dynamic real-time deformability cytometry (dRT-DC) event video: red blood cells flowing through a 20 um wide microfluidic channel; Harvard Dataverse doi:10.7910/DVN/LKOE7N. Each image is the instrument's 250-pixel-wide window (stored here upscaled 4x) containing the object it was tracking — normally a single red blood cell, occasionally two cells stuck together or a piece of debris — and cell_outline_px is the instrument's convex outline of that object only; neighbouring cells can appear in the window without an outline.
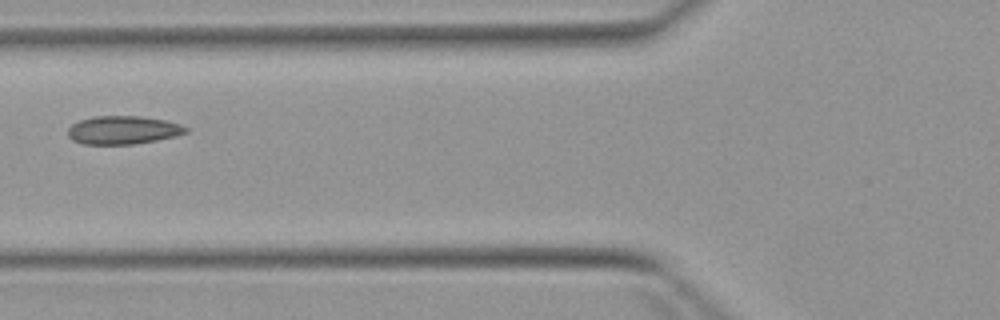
{"species": "Egyptian fruit bat (a non-hibernating species)", "species_latin": "Rousettus aegyptiacus", "temperature_condition": "warm", "stored_images_in_passage": 7, "camera_frame_rate_fps": 3000, "um_per_image_px": 0.085, "animal": {"sex": "female"}, "frame": {"image": 1, "passage_image": 6, "time_ms": 6.0, "image_size_px": [1000, 320], "cell_outline_px": [[188, 132], [176, 136], [156, 140], [132, 144], [84, 144], [72, 140], [68, 136], [68, 128], [72, 124], [80, 120], [92, 116], [140, 116], [164, 120], [180, 124], [188, 128]], "centroid_in_image_um": [10.44, 11.05], "position_along_channel_um": 115.4, "area_um2": 19.42}}
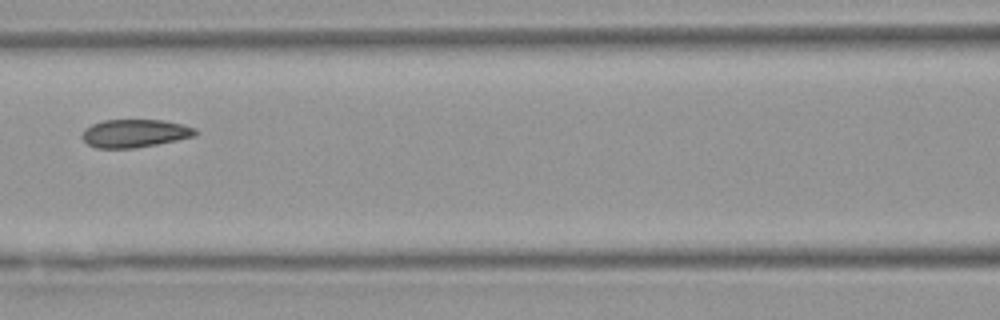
{"frame": {"image": 2, "passage_image": 7, "time_ms": 7.0, "image_size_px": [1000, 320], "cell_outline_px": [[200, 132], [196, 136], [156, 144], [132, 148], [96, 148], [88, 144], [80, 136], [84, 128], [92, 124], [104, 120], [164, 120], [196, 128]], "centroid_in_image_um": [11.45, 11.33], "position_along_channel_um": 155.1, "area_um2": 18.55}}